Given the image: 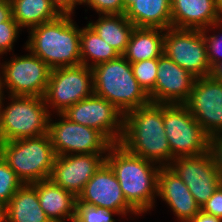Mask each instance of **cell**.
I'll return each instance as SVG.
<instances>
[{
  "mask_svg": "<svg viewBox=\"0 0 222 222\" xmlns=\"http://www.w3.org/2000/svg\"><path fill=\"white\" fill-rule=\"evenodd\" d=\"M93 93L92 68L80 64L51 69L44 100L47 109L52 107L57 114H62Z\"/></svg>",
  "mask_w": 222,
  "mask_h": 222,
  "instance_id": "obj_9",
  "label": "cell"
},
{
  "mask_svg": "<svg viewBox=\"0 0 222 222\" xmlns=\"http://www.w3.org/2000/svg\"><path fill=\"white\" fill-rule=\"evenodd\" d=\"M189 222H222V218L215 217L200 210Z\"/></svg>",
  "mask_w": 222,
  "mask_h": 222,
  "instance_id": "obj_36",
  "label": "cell"
},
{
  "mask_svg": "<svg viewBox=\"0 0 222 222\" xmlns=\"http://www.w3.org/2000/svg\"><path fill=\"white\" fill-rule=\"evenodd\" d=\"M3 90L1 89V87H0V126H1V115H2V108L4 107V106H2V105H4L2 102H3V100L5 99V97H3L4 96V94H3ZM4 98V99H3Z\"/></svg>",
  "mask_w": 222,
  "mask_h": 222,
  "instance_id": "obj_39",
  "label": "cell"
},
{
  "mask_svg": "<svg viewBox=\"0 0 222 222\" xmlns=\"http://www.w3.org/2000/svg\"><path fill=\"white\" fill-rule=\"evenodd\" d=\"M0 66V87L9 90V95L44 97L51 68L38 56L30 52Z\"/></svg>",
  "mask_w": 222,
  "mask_h": 222,
  "instance_id": "obj_8",
  "label": "cell"
},
{
  "mask_svg": "<svg viewBox=\"0 0 222 222\" xmlns=\"http://www.w3.org/2000/svg\"><path fill=\"white\" fill-rule=\"evenodd\" d=\"M71 14L30 29L26 50L38 56L51 69L81 64L80 33Z\"/></svg>",
  "mask_w": 222,
  "mask_h": 222,
  "instance_id": "obj_3",
  "label": "cell"
},
{
  "mask_svg": "<svg viewBox=\"0 0 222 222\" xmlns=\"http://www.w3.org/2000/svg\"><path fill=\"white\" fill-rule=\"evenodd\" d=\"M125 17L135 27H171V0H137L125 12Z\"/></svg>",
  "mask_w": 222,
  "mask_h": 222,
  "instance_id": "obj_23",
  "label": "cell"
},
{
  "mask_svg": "<svg viewBox=\"0 0 222 222\" xmlns=\"http://www.w3.org/2000/svg\"><path fill=\"white\" fill-rule=\"evenodd\" d=\"M137 0H123L124 10L126 11L131 5H133Z\"/></svg>",
  "mask_w": 222,
  "mask_h": 222,
  "instance_id": "obj_40",
  "label": "cell"
},
{
  "mask_svg": "<svg viewBox=\"0 0 222 222\" xmlns=\"http://www.w3.org/2000/svg\"><path fill=\"white\" fill-rule=\"evenodd\" d=\"M202 32L207 46V58L211 68H213L217 63L222 62V36L217 34L208 36L207 32L209 31L207 29L202 30Z\"/></svg>",
  "mask_w": 222,
  "mask_h": 222,
  "instance_id": "obj_32",
  "label": "cell"
},
{
  "mask_svg": "<svg viewBox=\"0 0 222 222\" xmlns=\"http://www.w3.org/2000/svg\"><path fill=\"white\" fill-rule=\"evenodd\" d=\"M5 222H52L43 211L36 189L23 184L4 207Z\"/></svg>",
  "mask_w": 222,
  "mask_h": 222,
  "instance_id": "obj_21",
  "label": "cell"
},
{
  "mask_svg": "<svg viewBox=\"0 0 222 222\" xmlns=\"http://www.w3.org/2000/svg\"><path fill=\"white\" fill-rule=\"evenodd\" d=\"M157 196L171 207L180 222H189L200 210L187 185L169 167H160Z\"/></svg>",
  "mask_w": 222,
  "mask_h": 222,
  "instance_id": "obj_19",
  "label": "cell"
},
{
  "mask_svg": "<svg viewBox=\"0 0 222 222\" xmlns=\"http://www.w3.org/2000/svg\"><path fill=\"white\" fill-rule=\"evenodd\" d=\"M171 27L197 30L222 27L216 0H171Z\"/></svg>",
  "mask_w": 222,
  "mask_h": 222,
  "instance_id": "obj_18",
  "label": "cell"
},
{
  "mask_svg": "<svg viewBox=\"0 0 222 222\" xmlns=\"http://www.w3.org/2000/svg\"><path fill=\"white\" fill-rule=\"evenodd\" d=\"M216 5H217V8H218V11L222 15V0H216Z\"/></svg>",
  "mask_w": 222,
  "mask_h": 222,
  "instance_id": "obj_41",
  "label": "cell"
},
{
  "mask_svg": "<svg viewBox=\"0 0 222 222\" xmlns=\"http://www.w3.org/2000/svg\"><path fill=\"white\" fill-rule=\"evenodd\" d=\"M169 167L187 185L200 208L222 183L210 151L175 158Z\"/></svg>",
  "mask_w": 222,
  "mask_h": 222,
  "instance_id": "obj_13",
  "label": "cell"
},
{
  "mask_svg": "<svg viewBox=\"0 0 222 222\" xmlns=\"http://www.w3.org/2000/svg\"><path fill=\"white\" fill-rule=\"evenodd\" d=\"M201 210L215 217L222 218V183L213 195L203 204Z\"/></svg>",
  "mask_w": 222,
  "mask_h": 222,
  "instance_id": "obj_33",
  "label": "cell"
},
{
  "mask_svg": "<svg viewBox=\"0 0 222 222\" xmlns=\"http://www.w3.org/2000/svg\"><path fill=\"white\" fill-rule=\"evenodd\" d=\"M10 3L13 19L20 28L28 30L61 15L50 0H10Z\"/></svg>",
  "mask_w": 222,
  "mask_h": 222,
  "instance_id": "obj_25",
  "label": "cell"
},
{
  "mask_svg": "<svg viewBox=\"0 0 222 222\" xmlns=\"http://www.w3.org/2000/svg\"><path fill=\"white\" fill-rule=\"evenodd\" d=\"M62 114L74 123L97 129L112 144L119 143L122 138L124 114L94 93L73 104Z\"/></svg>",
  "mask_w": 222,
  "mask_h": 222,
  "instance_id": "obj_12",
  "label": "cell"
},
{
  "mask_svg": "<svg viewBox=\"0 0 222 222\" xmlns=\"http://www.w3.org/2000/svg\"><path fill=\"white\" fill-rule=\"evenodd\" d=\"M164 34L161 28L134 27L122 55L130 63L159 58L163 54Z\"/></svg>",
  "mask_w": 222,
  "mask_h": 222,
  "instance_id": "obj_22",
  "label": "cell"
},
{
  "mask_svg": "<svg viewBox=\"0 0 222 222\" xmlns=\"http://www.w3.org/2000/svg\"><path fill=\"white\" fill-rule=\"evenodd\" d=\"M0 155L23 184L49 179L56 157L48 133L0 142Z\"/></svg>",
  "mask_w": 222,
  "mask_h": 222,
  "instance_id": "obj_5",
  "label": "cell"
},
{
  "mask_svg": "<svg viewBox=\"0 0 222 222\" xmlns=\"http://www.w3.org/2000/svg\"><path fill=\"white\" fill-rule=\"evenodd\" d=\"M196 77L162 54L154 89L148 94L152 103L185 104L190 97Z\"/></svg>",
  "mask_w": 222,
  "mask_h": 222,
  "instance_id": "obj_15",
  "label": "cell"
},
{
  "mask_svg": "<svg viewBox=\"0 0 222 222\" xmlns=\"http://www.w3.org/2000/svg\"><path fill=\"white\" fill-rule=\"evenodd\" d=\"M81 64L93 68L94 66L116 59L120 54L101 37H99L87 24L81 28L80 33ZM89 59L93 62L89 64Z\"/></svg>",
  "mask_w": 222,
  "mask_h": 222,
  "instance_id": "obj_26",
  "label": "cell"
},
{
  "mask_svg": "<svg viewBox=\"0 0 222 222\" xmlns=\"http://www.w3.org/2000/svg\"><path fill=\"white\" fill-rule=\"evenodd\" d=\"M185 105L209 137L222 133V82L196 78Z\"/></svg>",
  "mask_w": 222,
  "mask_h": 222,
  "instance_id": "obj_14",
  "label": "cell"
},
{
  "mask_svg": "<svg viewBox=\"0 0 222 222\" xmlns=\"http://www.w3.org/2000/svg\"><path fill=\"white\" fill-rule=\"evenodd\" d=\"M163 122L174 158L209 151V136L185 104H163Z\"/></svg>",
  "mask_w": 222,
  "mask_h": 222,
  "instance_id": "obj_7",
  "label": "cell"
},
{
  "mask_svg": "<svg viewBox=\"0 0 222 222\" xmlns=\"http://www.w3.org/2000/svg\"><path fill=\"white\" fill-rule=\"evenodd\" d=\"M86 4L96 10L99 15L125 14L123 0H80V5Z\"/></svg>",
  "mask_w": 222,
  "mask_h": 222,
  "instance_id": "obj_31",
  "label": "cell"
},
{
  "mask_svg": "<svg viewBox=\"0 0 222 222\" xmlns=\"http://www.w3.org/2000/svg\"><path fill=\"white\" fill-rule=\"evenodd\" d=\"M102 154H70L56 156L50 178L76 197L105 162Z\"/></svg>",
  "mask_w": 222,
  "mask_h": 222,
  "instance_id": "obj_16",
  "label": "cell"
},
{
  "mask_svg": "<svg viewBox=\"0 0 222 222\" xmlns=\"http://www.w3.org/2000/svg\"><path fill=\"white\" fill-rule=\"evenodd\" d=\"M4 220V207L0 205V222Z\"/></svg>",
  "mask_w": 222,
  "mask_h": 222,
  "instance_id": "obj_42",
  "label": "cell"
},
{
  "mask_svg": "<svg viewBox=\"0 0 222 222\" xmlns=\"http://www.w3.org/2000/svg\"><path fill=\"white\" fill-rule=\"evenodd\" d=\"M2 108L0 142L39 137L48 133L50 118L44 97L14 96Z\"/></svg>",
  "mask_w": 222,
  "mask_h": 222,
  "instance_id": "obj_6",
  "label": "cell"
},
{
  "mask_svg": "<svg viewBox=\"0 0 222 222\" xmlns=\"http://www.w3.org/2000/svg\"><path fill=\"white\" fill-rule=\"evenodd\" d=\"M11 16L10 0H0V23L7 21Z\"/></svg>",
  "mask_w": 222,
  "mask_h": 222,
  "instance_id": "obj_37",
  "label": "cell"
},
{
  "mask_svg": "<svg viewBox=\"0 0 222 222\" xmlns=\"http://www.w3.org/2000/svg\"><path fill=\"white\" fill-rule=\"evenodd\" d=\"M210 76L217 80L222 82V62L217 63L211 70Z\"/></svg>",
  "mask_w": 222,
  "mask_h": 222,
  "instance_id": "obj_38",
  "label": "cell"
},
{
  "mask_svg": "<svg viewBox=\"0 0 222 222\" xmlns=\"http://www.w3.org/2000/svg\"><path fill=\"white\" fill-rule=\"evenodd\" d=\"M51 3L61 14H73L77 4L80 5V0H50Z\"/></svg>",
  "mask_w": 222,
  "mask_h": 222,
  "instance_id": "obj_35",
  "label": "cell"
},
{
  "mask_svg": "<svg viewBox=\"0 0 222 222\" xmlns=\"http://www.w3.org/2000/svg\"><path fill=\"white\" fill-rule=\"evenodd\" d=\"M90 28L122 55L129 42L134 25L125 14L99 15L96 22L89 21Z\"/></svg>",
  "mask_w": 222,
  "mask_h": 222,
  "instance_id": "obj_24",
  "label": "cell"
},
{
  "mask_svg": "<svg viewBox=\"0 0 222 222\" xmlns=\"http://www.w3.org/2000/svg\"><path fill=\"white\" fill-rule=\"evenodd\" d=\"M119 144L128 152L160 167L169 166L175 158L164 129L163 104L150 102L126 112Z\"/></svg>",
  "mask_w": 222,
  "mask_h": 222,
  "instance_id": "obj_1",
  "label": "cell"
},
{
  "mask_svg": "<svg viewBox=\"0 0 222 222\" xmlns=\"http://www.w3.org/2000/svg\"><path fill=\"white\" fill-rule=\"evenodd\" d=\"M131 67L137 82L149 94L155 87L158 58L131 63Z\"/></svg>",
  "mask_w": 222,
  "mask_h": 222,
  "instance_id": "obj_29",
  "label": "cell"
},
{
  "mask_svg": "<svg viewBox=\"0 0 222 222\" xmlns=\"http://www.w3.org/2000/svg\"><path fill=\"white\" fill-rule=\"evenodd\" d=\"M209 151L222 180V133L209 137Z\"/></svg>",
  "mask_w": 222,
  "mask_h": 222,
  "instance_id": "obj_34",
  "label": "cell"
},
{
  "mask_svg": "<svg viewBox=\"0 0 222 222\" xmlns=\"http://www.w3.org/2000/svg\"><path fill=\"white\" fill-rule=\"evenodd\" d=\"M20 26L11 16L7 21L0 23V55L13 50V44L18 38Z\"/></svg>",
  "mask_w": 222,
  "mask_h": 222,
  "instance_id": "obj_30",
  "label": "cell"
},
{
  "mask_svg": "<svg viewBox=\"0 0 222 222\" xmlns=\"http://www.w3.org/2000/svg\"><path fill=\"white\" fill-rule=\"evenodd\" d=\"M77 202L109 208L120 215H139L125 200L121 186L111 167L104 162L86 183L77 197Z\"/></svg>",
  "mask_w": 222,
  "mask_h": 222,
  "instance_id": "obj_17",
  "label": "cell"
},
{
  "mask_svg": "<svg viewBox=\"0 0 222 222\" xmlns=\"http://www.w3.org/2000/svg\"><path fill=\"white\" fill-rule=\"evenodd\" d=\"M107 152L105 162L118 179L125 200L138 214L147 213L157 196L160 166L128 152L119 143Z\"/></svg>",
  "mask_w": 222,
  "mask_h": 222,
  "instance_id": "obj_2",
  "label": "cell"
},
{
  "mask_svg": "<svg viewBox=\"0 0 222 222\" xmlns=\"http://www.w3.org/2000/svg\"><path fill=\"white\" fill-rule=\"evenodd\" d=\"M113 214H120L109 208L94 206L86 202H77L73 222H115Z\"/></svg>",
  "mask_w": 222,
  "mask_h": 222,
  "instance_id": "obj_28",
  "label": "cell"
},
{
  "mask_svg": "<svg viewBox=\"0 0 222 222\" xmlns=\"http://www.w3.org/2000/svg\"><path fill=\"white\" fill-rule=\"evenodd\" d=\"M94 94L112 103L123 114L151 101L137 82L131 63L123 56L92 68Z\"/></svg>",
  "mask_w": 222,
  "mask_h": 222,
  "instance_id": "obj_4",
  "label": "cell"
},
{
  "mask_svg": "<svg viewBox=\"0 0 222 222\" xmlns=\"http://www.w3.org/2000/svg\"><path fill=\"white\" fill-rule=\"evenodd\" d=\"M48 121V135L56 156L70 154H105L112 143L97 129L74 123L63 114L58 122Z\"/></svg>",
  "mask_w": 222,
  "mask_h": 222,
  "instance_id": "obj_10",
  "label": "cell"
},
{
  "mask_svg": "<svg viewBox=\"0 0 222 222\" xmlns=\"http://www.w3.org/2000/svg\"><path fill=\"white\" fill-rule=\"evenodd\" d=\"M37 191L39 203L52 222H65L75 218L77 197L51 179L31 184Z\"/></svg>",
  "mask_w": 222,
  "mask_h": 222,
  "instance_id": "obj_20",
  "label": "cell"
},
{
  "mask_svg": "<svg viewBox=\"0 0 222 222\" xmlns=\"http://www.w3.org/2000/svg\"><path fill=\"white\" fill-rule=\"evenodd\" d=\"M163 54L196 78L211 74L202 30L165 29Z\"/></svg>",
  "mask_w": 222,
  "mask_h": 222,
  "instance_id": "obj_11",
  "label": "cell"
},
{
  "mask_svg": "<svg viewBox=\"0 0 222 222\" xmlns=\"http://www.w3.org/2000/svg\"><path fill=\"white\" fill-rule=\"evenodd\" d=\"M23 182L0 155V205L5 207Z\"/></svg>",
  "mask_w": 222,
  "mask_h": 222,
  "instance_id": "obj_27",
  "label": "cell"
}]
</instances>
